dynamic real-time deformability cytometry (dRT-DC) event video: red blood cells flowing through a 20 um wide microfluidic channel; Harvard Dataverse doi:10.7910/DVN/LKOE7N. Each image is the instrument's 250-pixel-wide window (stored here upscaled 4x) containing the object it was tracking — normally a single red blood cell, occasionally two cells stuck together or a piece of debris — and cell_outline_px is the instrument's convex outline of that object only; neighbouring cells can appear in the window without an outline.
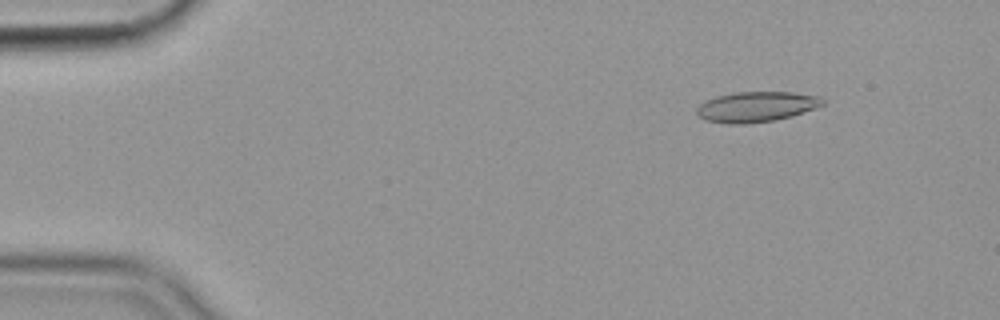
{"species": "common noctule bat (a hibernating species)", "species_latin": "Nyctalus noctula", "temperature_condition": "cold", "stored_images_in_passage": 56, "camera_frame_rate_fps": 3000, "um_per_image_px": 0.085, "animal": {"sex": "female", "body_mass_g": 19.9}, "frame": {"image": 1, "passage_image": 7, "time_ms": 2.0, "image_size_px": [1000, 320], "cell_outline_px": [[824, 104], [792, 116], [776, 120], [744, 124], [728, 124], [704, 120], [696, 116], [696, 108], [704, 100], [716, 96], [732, 92], [792, 92], [820, 96], [824, 100]], "centroid_in_image_um": [64.23, 9.07], "position_along_channel_um": 20.8, "area_um2": 22.48}}
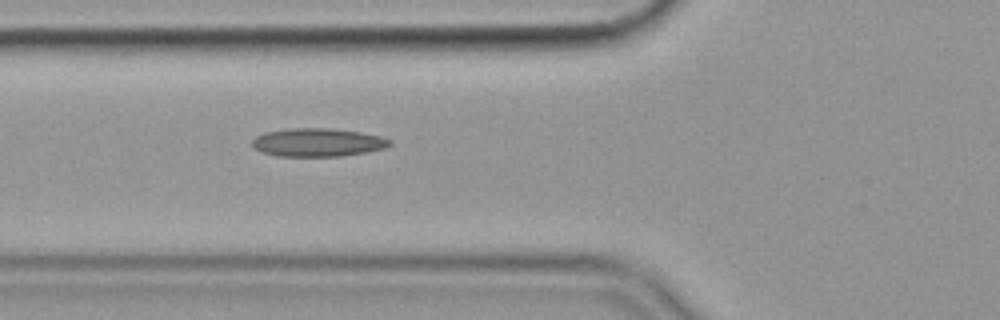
{"frame": {"image": 2, "passage_image": 21, "time_ms": 6.667, "image_size_px": [1000, 320], "cell_outline_px": [[392, 144], [384, 148], [364, 152], [340, 156], [276, 156], [260, 152], [252, 144], [252, 140], [256, 136], [264, 132], [288, 128], [332, 128], [360, 132], [380, 136], [392, 140]], "centroid_in_image_um": [26.98, 12.09], "position_along_channel_um": 98.8, "area_um2": 22.72}}
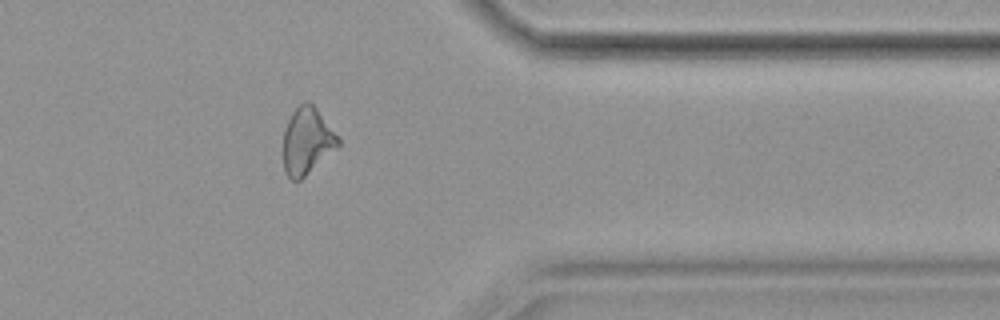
{"frame": {"image": 3, "passage_image": 46, "time_ms": 15.0, "image_size_px": [1000, 320], "cell_outline_px": [[340, 144], [336, 148], [300, 180], [292, 180], [284, 172], [284, 128], [292, 112], [304, 100], [308, 100], [316, 108], [340, 140]], "centroid_in_image_um": [26.07, 11.97], "position_along_channel_um": 385.3, "area_um2": 20.92}, "authors_computed_cell_mechanics": {"area_um2": 21.9351, "velocity_mm_per_s": 3.5763, "shape_relaxation_time_tau1_ms": null, "shape_relaxation_time_tau2_ms": 6.0845, "deformation_change_tau1": null, "deformation_change_tau2": 0.1585}}